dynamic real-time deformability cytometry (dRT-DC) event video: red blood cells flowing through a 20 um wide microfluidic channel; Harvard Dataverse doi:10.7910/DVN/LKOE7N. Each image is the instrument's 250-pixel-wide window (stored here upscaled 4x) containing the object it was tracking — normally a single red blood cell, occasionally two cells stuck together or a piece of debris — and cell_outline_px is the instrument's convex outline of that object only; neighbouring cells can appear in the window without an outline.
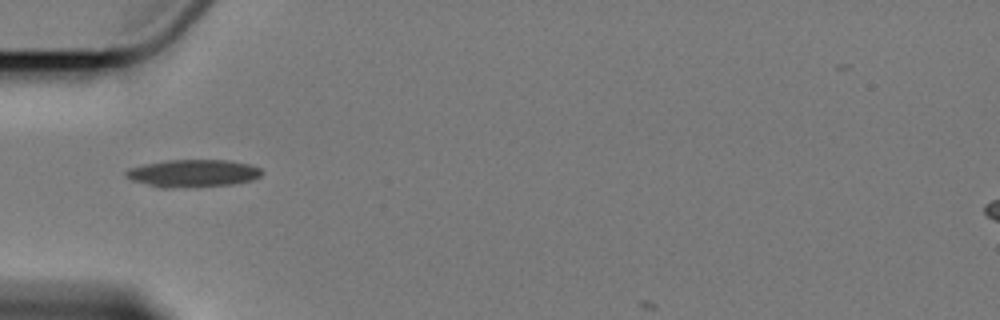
{"species": "Egyptian fruit bat (a non-hibernating species)", "species_latin": "Rousettus aegyptiacus", "temperature_condition": "cold", "stored_images_in_passage": 5, "camera_frame_rate_fps": 3000, "um_per_image_px": 0.085, "animal": {"sex": "female"}, "frame": {"image": 1, "passage_image": 1, "time_ms": 0.0, "image_size_px": [1000, 320], "cell_outline_px": [[264, 172], [260, 176], [252, 180], [232, 184], [168, 188], [160, 188], [132, 180], [124, 176], [124, 172], [128, 168], [144, 164], [168, 160], [228, 160], [248, 164], [260, 168]], "centroid_in_image_um": [16.37, 14.72], "position_along_channel_um": 68.6, "area_um2": 21.73}}
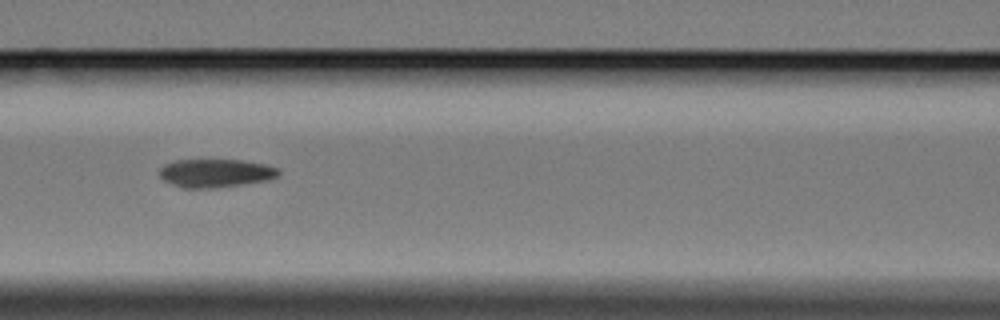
{"frame": {"image": 2, "passage_image": 3, "time_ms": 2.333, "image_size_px": [1000, 320], "cell_outline_px": [[280, 176], [268, 180], [216, 188], [180, 188], [164, 180], [160, 176], [160, 168], [164, 164], [176, 160], [244, 160], [268, 164], [280, 168]], "centroid_in_image_um": [18.38, 14.71], "position_along_channel_um": 148.2, "area_um2": 19.94}}
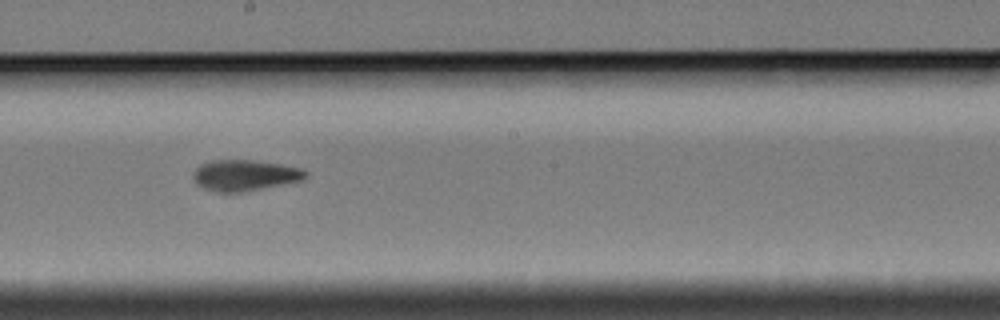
{"frame": {"image": 3, "passage_image": 5, "time_ms": 4.667, "image_size_px": [1000, 320], "cell_outline_px": [[308, 176], [300, 180], [240, 192], [216, 192], [204, 188], [196, 184], [192, 176], [192, 172], [200, 164], [212, 160], [252, 160], [280, 164], [304, 168], [308, 172]], "centroid_in_image_um": [20.77, 14.88], "position_along_channel_um": 227.4, "area_um2": 20.17}}